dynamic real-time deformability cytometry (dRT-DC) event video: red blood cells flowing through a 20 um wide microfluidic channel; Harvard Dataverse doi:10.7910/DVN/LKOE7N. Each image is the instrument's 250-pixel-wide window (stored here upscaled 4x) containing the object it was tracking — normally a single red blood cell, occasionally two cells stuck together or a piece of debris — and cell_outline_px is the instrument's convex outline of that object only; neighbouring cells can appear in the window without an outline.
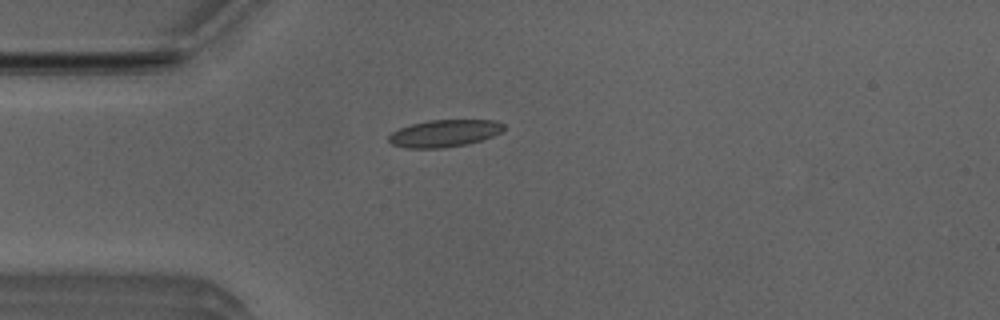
{"species": "Egyptian fruit bat (a non-hibernating species)", "species_latin": "Rousettus aegyptiacus", "temperature_condition": "room temperature", "stored_images_in_passage": 1, "camera_frame_rate_fps": 3000, "um_per_image_px": 0.085, "animal": {"sex": "male"}, "frame": {"image": 1, "passage_image": 1, "time_ms": 0.0, "image_size_px": [1000, 320], "cell_outline_px": [[504, 128], [500, 132], [492, 136], [468, 144], [444, 148], [404, 148], [392, 144], [388, 140], [388, 136], [392, 132], [400, 128], [412, 124], [432, 120], [496, 120], [504, 124]], "centroid_in_image_um": [37.76, 11.34], "position_along_channel_um": 47.2, "area_um2": 18.15}}